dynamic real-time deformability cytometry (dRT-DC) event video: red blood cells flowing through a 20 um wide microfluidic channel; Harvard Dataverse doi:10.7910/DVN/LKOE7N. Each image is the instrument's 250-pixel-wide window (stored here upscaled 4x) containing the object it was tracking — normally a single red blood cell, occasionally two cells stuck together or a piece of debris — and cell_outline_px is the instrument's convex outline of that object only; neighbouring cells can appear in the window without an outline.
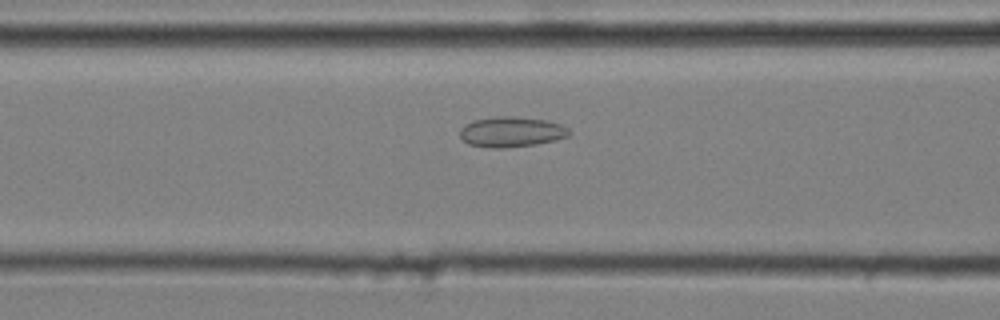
{"species": "common noctule bat (a hibernating species)", "species_latin": "Nyctalus noctula", "temperature_condition": "cold", "stored_images_in_passage": 49, "camera_frame_rate_fps": 3000, "um_per_image_px": 0.085, "animal": {"sex": "male", "body_mass_g": 20.4}, "frame": {"image": 1, "passage_image": 22, "time_ms": 7.0, "image_size_px": [1000, 320], "cell_outline_px": [[572, 132], [568, 136], [556, 140], [536, 144], [504, 148], [492, 148], [468, 144], [460, 136], [460, 128], [464, 124], [472, 120], [496, 116], [512, 116], [548, 120], [560, 124], [568, 128]], "centroid_in_image_um": [43.46, 11.2], "position_along_channel_um": 123.1, "area_um2": 19.48}}
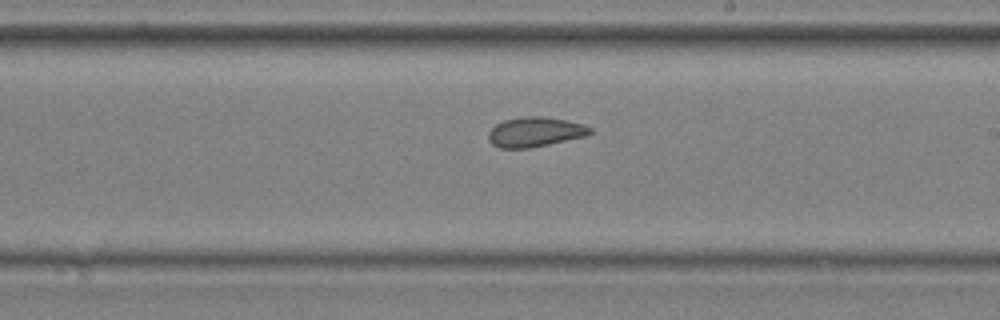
{"frame": {"image": 2, "passage_image": 32, "time_ms": 10.333, "image_size_px": [1000, 320], "cell_outline_px": [[592, 132], [588, 136], [528, 148], [500, 148], [492, 144], [488, 140], [488, 132], [496, 124], [504, 120], [520, 116], [544, 116], [584, 124], [592, 128]], "centroid_in_image_um": [45.48, 11.21], "position_along_channel_um": 243.5, "area_um2": 17.74}}
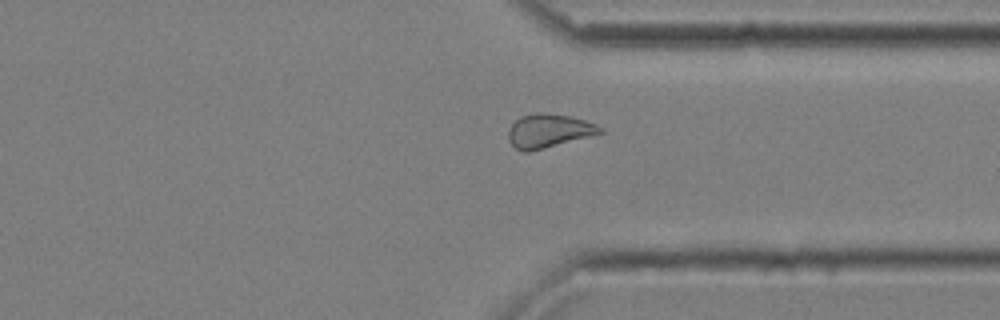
{"frame": {"image": 3, "passage_image": 42, "time_ms": 13.667, "image_size_px": [1000, 320], "cell_outline_px": [[604, 132], [592, 136], [528, 152], [524, 152], [516, 148], [508, 140], [508, 128], [520, 116], [536, 112], [540, 112], [572, 116], [596, 124], [604, 128]], "centroid_in_image_um": [46.65, 11.11], "position_along_channel_um": 364.8, "area_um2": 18.15}, "authors_computed_cell_mechanics": {"area_um2": 18.5538, "velocity_mm_per_s": 3.6187, "shape_relaxation_time_tau1_ms": null, "shape_relaxation_time_tau2_ms": 2.5437, "deformation_change_tau1": null, "deformation_change_tau2": 0.0855}}